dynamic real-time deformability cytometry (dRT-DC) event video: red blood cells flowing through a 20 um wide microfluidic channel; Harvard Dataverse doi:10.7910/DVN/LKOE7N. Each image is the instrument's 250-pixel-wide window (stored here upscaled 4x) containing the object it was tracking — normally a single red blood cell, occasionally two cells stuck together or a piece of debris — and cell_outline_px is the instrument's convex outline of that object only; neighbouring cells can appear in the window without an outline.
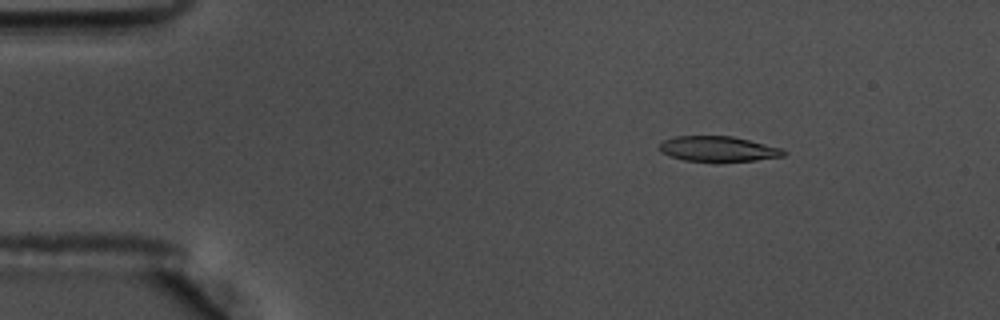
{"species": "common noctule bat (a hibernating species)", "species_latin": "Nyctalus noctula", "temperature_condition": "warm", "stored_images_in_passage": 50, "camera_frame_rate_fps": 3000, "um_per_image_px": 0.085, "animal": {"sex": "male", "body_mass_g": 17.5, "forearm_length_mm": 52.3}, "frame": {"image": 1, "passage_image": 2, "time_ms": 0.333, "image_size_px": [1000, 320], "cell_outline_px": [[788, 152], [784, 156], [756, 160], [720, 164], [716, 164], [684, 160], [660, 152], [660, 144], [664, 140], [676, 136], [732, 136], [780, 148]], "centroid_in_image_um": [61.05, 12.7], "position_along_channel_um": 24.0, "area_um2": 18.79}}
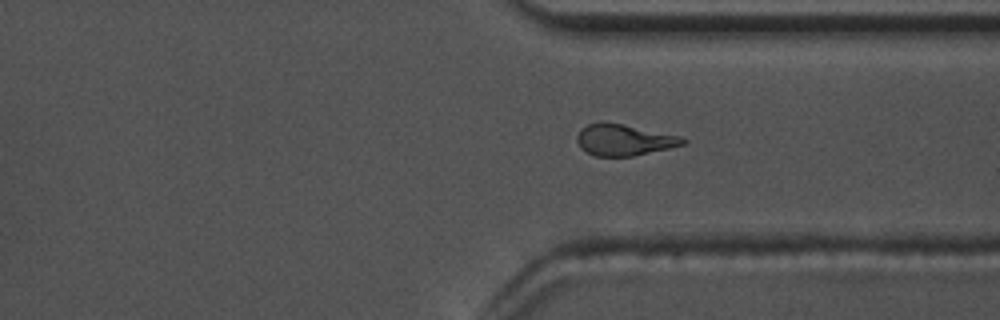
{"frame": {"image": 2, "passage_image": 36, "time_ms": 11.667, "image_size_px": [1000, 320], "cell_outline_px": [[688, 140], [684, 144], [668, 148], [632, 156], [596, 156], [580, 148], [576, 140], [576, 136], [580, 128], [588, 124], [620, 124], [680, 136]], "centroid_in_image_um": [53.02, 11.91], "position_along_channel_um": 358.4, "area_um2": 18.73}}
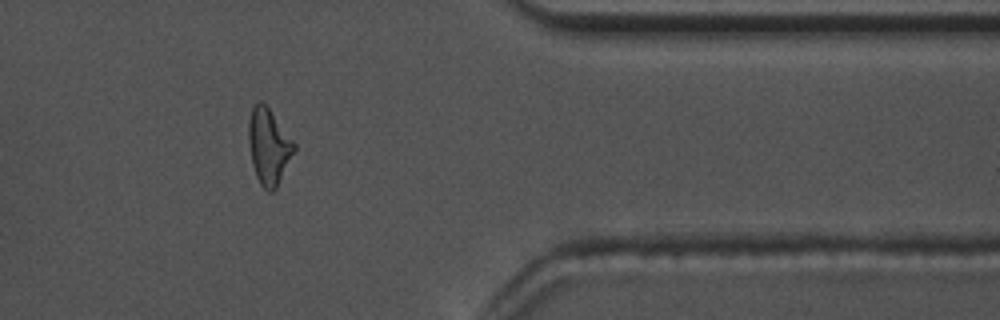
{"frame": {"image": 3, "passage_image": 40, "time_ms": 13.0, "image_size_px": [1000, 320], "cell_outline_px": [[296, 148], [276, 188], [272, 192], [268, 192], [260, 184], [256, 176], [252, 164], [248, 140], [248, 124], [252, 108], [260, 100], [268, 108], [296, 144]], "centroid_in_image_um": [22.83, 12.47], "position_along_channel_um": 388.6, "area_um2": 19.83}, "authors_computed_cell_mechanics": {"area_um2": 19.6231, "velocity_mm_per_s": 3.6192, "shape_relaxation_time_tau1_ms": 4.7398, "shape_relaxation_time_tau2_ms": 2.767, "deformation_change_tau1": 0.1698, "deformation_change_tau2": 0.1225}}